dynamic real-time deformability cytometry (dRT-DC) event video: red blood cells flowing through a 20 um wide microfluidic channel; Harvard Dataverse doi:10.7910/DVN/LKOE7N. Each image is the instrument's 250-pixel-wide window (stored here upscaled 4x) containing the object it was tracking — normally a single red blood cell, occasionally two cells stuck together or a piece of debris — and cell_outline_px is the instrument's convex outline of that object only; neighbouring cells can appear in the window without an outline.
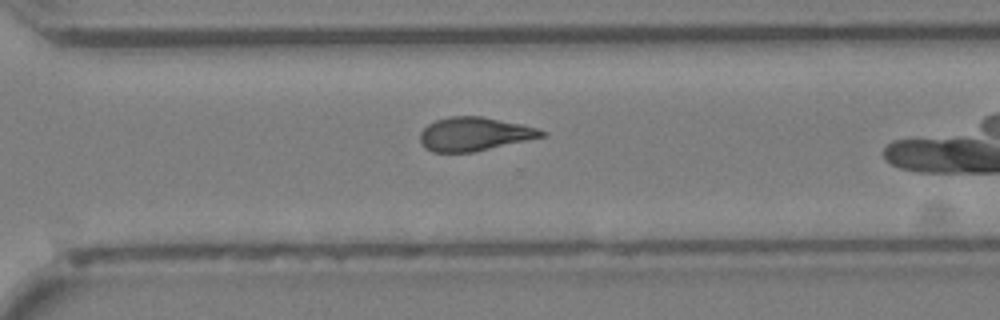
{"species": "Egyptian fruit bat (a non-hibernating species)", "species_latin": "Rousettus aegyptiacus", "temperature_condition": "cold", "stored_images_in_passage": 30, "camera_frame_rate_fps": 3000, "um_per_image_px": 0.085, "animal": {"sex": "female"}, "frame": {"image": 1, "passage_image": 26, "time_ms": 8.333, "image_size_px": [1000, 320], "cell_outline_px": [[548, 132], [544, 136], [472, 152], [432, 152], [420, 140], [420, 132], [428, 124], [436, 120], [452, 116], [480, 116], [520, 124], [536, 128]], "centroid_in_image_um": [40.3, 11.38], "position_along_channel_um": 330.3, "area_um2": 23.29}}